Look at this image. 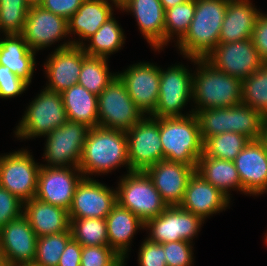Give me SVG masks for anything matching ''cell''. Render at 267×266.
<instances>
[{"label": "cell", "instance_id": "cell-34", "mask_svg": "<svg viewBox=\"0 0 267 266\" xmlns=\"http://www.w3.org/2000/svg\"><path fill=\"white\" fill-rule=\"evenodd\" d=\"M70 220L72 239L82 246L108 245V233L104 218H77Z\"/></svg>", "mask_w": 267, "mask_h": 266}, {"label": "cell", "instance_id": "cell-5", "mask_svg": "<svg viewBox=\"0 0 267 266\" xmlns=\"http://www.w3.org/2000/svg\"><path fill=\"white\" fill-rule=\"evenodd\" d=\"M203 142L213 135L237 132L250 141L260 139L265 117L242 103L232 107L207 108L196 113Z\"/></svg>", "mask_w": 267, "mask_h": 266}, {"label": "cell", "instance_id": "cell-52", "mask_svg": "<svg viewBox=\"0 0 267 266\" xmlns=\"http://www.w3.org/2000/svg\"><path fill=\"white\" fill-rule=\"evenodd\" d=\"M125 258H122L115 266H124Z\"/></svg>", "mask_w": 267, "mask_h": 266}, {"label": "cell", "instance_id": "cell-24", "mask_svg": "<svg viewBox=\"0 0 267 266\" xmlns=\"http://www.w3.org/2000/svg\"><path fill=\"white\" fill-rule=\"evenodd\" d=\"M119 8L133 13L151 47L159 51L165 45V9L160 0H123Z\"/></svg>", "mask_w": 267, "mask_h": 266}, {"label": "cell", "instance_id": "cell-40", "mask_svg": "<svg viewBox=\"0 0 267 266\" xmlns=\"http://www.w3.org/2000/svg\"><path fill=\"white\" fill-rule=\"evenodd\" d=\"M121 259L108 245L82 246L80 266H115Z\"/></svg>", "mask_w": 267, "mask_h": 266}, {"label": "cell", "instance_id": "cell-30", "mask_svg": "<svg viewBox=\"0 0 267 266\" xmlns=\"http://www.w3.org/2000/svg\"><path fill=\"white\" fill-rule=\"evenodd\" d=\"M108 0H84L78 10L68 19V33L89 39L113 15Z\"/></svg>", "mask_w": 267, "mask_h": 266}, {"label": "cell", "instance_id": "cell-54", "mask_svg": "<svg viewBox=\"0 0 267 266\" xmlns=\"http://www.w3.org/2000/svg\"><path fill=\"white\" fill-rule=\"evenodd\" d=\"M0 266H5L4 260L2 259L1 255H0Z\"/></svg>", "mask_w": 267, "mask_h": 266}, {"label": "cell", "instance_id": "cell-18", "mask_svg": "<svg viewBox=\"0 0 267 266\" xmlns=\"http://www.w3.org/2000/svg\"><path fill=\"white\" fill-rule=\"evenodd\" d=\"M117 76L124 83L134 104L147 115H151L157 105L160 86V68L151 63L133 64Z\"/></svg>", "mask_w": 267, "mask_h": 266}, {"label": "cell", "instance_id": "cell-14", "mask_svg": "<svg viewBox=\"0 0 267 266\" xmlns=\"http://www.w3.org/2000/svg\"><path fill=\"white\" fill-rule=\"evenodd\" d=\"M204 220L179 206H168L160 215L145 222L150 230L149 241L169 243L193 240Z\"/></svg>", "mask_w": 267, "mask_h": 266}, {"label": "cell", "instance_id": "cell-42", "mask_svg": "<svg viewBox=\"0 0 267 266\" xmlns=\"http://www.w3.org/2000/svg\"><path fill=\"white\" fill-rule=\"evenodd\" d=\"M24 202L0 186V229L23 214Z\"/></svg>", "mask_w": 267, "mask_h": 266}, {"label": "cell", "instance_id": "cell-28", "mask_svg": "<svg viewBox=\"0 0 267 266\" xmlns=\"http://www.w3.org/2000/svg\"><path fill=\"white\" fill-rule=\"evenodd\" d=\"M108 233V246L120 257L126 258L130 242L138 228H145V223L130 210L118 203L105 218Z\"/></svg>", "mask_w": 267, "mask_h": 266}, {"label": "cell", "instance_id": "cell-23", "mask_svg": "<svg viewBox=\"0 0 267 266\" xmlns=\"http://www.w3.org/2000/svg\"><path fill=\"white\" fill-rule=\"evenodd\" d=\"M229 201L230 199L224 193L195 171L188 181L179 207L204 220L206 217L226 209Z\"/></svg>", "mask_w": 267, "mask_h": 266}, {"label": "cell", "instance_id": "cell-9", "mask_svg": "<svg viewBox=\"0 0 267 266\" xmlns=\"http://www.w3.org/2000/svg\"><path fill=\"white\" fill-rule=\"evenodd\" d=\"M129 168L144 171L164 160L160 141V118L143 117L126 131Z\"/></svg>", "mask_w": 267, "mask_h": 266}, {"label": "cell", "instance_id": "cell-31", "mask_svg": "<svg viewBox=\"0 0 267 266\" xmlns=\"http://www.w3.org/2000/svg\"><path fill=\"white\" fill-rule=\"evenodd\" d=\"M196 172L228 198H230L228 189L235 188L244 193L233 161L216 159L203 153L198 159Z\"/></svg>", "mask_w": 267, "mask_h": 266}, {"label": "cell", "instance_id": "cell-20", "mask_svg": "<svg viewBox=\"0 0 267 266\" xmlns=\"http://www.w3.org/2000/svg\"><path fill=\"white\" fill-rule=\"evenodd\" d=\"M21 35L30 49L36 52L69 35L68 20L42 6L30 7Z\"/></svg>", "mask_w": 267, "mask_h": 266}, {"label": "cell", "instance_id": "cell-53", "mask_svg": "<svg viewBox=\"0 0 267 266\" xmlns=\"http://www.w3.org/2000/svg\"><path fill=\"white\" fill-rule=\"evenodd\" d=\"M5 266H31V264H29V265H23V264H8V265H5Z\"/></svg>", "mask_w": 267, "mask_h": 266}, {"label": "cell", "instance_id": "cell-33", "mask_svg": "<svg viewBox=\"0 0 267 266\" xmlns=\"http://www.w3.org/2000/svg\"><path fill=\"white\" fill-rule=\"evenodd\" d=\"M108 68L107 58L88 56L83 49V63L78 84L98 96L117 76L109 73Z\"/></svg>", "mask_w": 267, "mask_h": 266}, {"label": "cell", "instance_id": "cell-10", "mask_svg": "<svg viewBox=\"0 0 267 266\" xmlns=\"http://www.w3.org/2000/svg\"><path fill=\"white\" fill-rule=\"evenodd\" d=\"M41 165L26 150L0 156V186L22 202L35 198Z\"/></svg>", "mask_w": 267, "mask_h": 266}, {"label": "cell", "instance_id": "cell-27", "mask_svg": "<svg viewBox=\"0 0 267 266\" xmlns=\"http://www.w3.org/2000/svg\"><path fill=\"white\" fill-rule=\"evenodd\" d=\"M0 40V65L7 66L17 77L31 83L35 68V51L21 34H5Z\"/></svg>", "mask_w": 267, "mask_h": 266}, {"label": "cell", "instance_id": "cell-17", "mask_svg": "<svg viewBox=\"0 0 267 266\" xmlns=\"http://www.w3.org/2000/svg\"><path fill=\"white\" fill-rule=\"evenodd\" d=\"M116 204L117 191L88 176L77 185L68 216L69 219H105Z\"/></svg>", "mask_w": 267, "mask_h": 266}, {"label": "cell", "instance_id": "cell-41", "mask_svg": "<svg viewBox=\"0 0 267 266\" xmlns=\"http://www.w3.org/2000/svg\"><path fill=\"white\" fill-rule=\"evenodd\" d=\"M189 241H174L164 243L165 260L167 266H191L193 262V247Z\"/></svg>", "mask_w": 267, "mask_h": 266}, {"label": "cell", "instance_id": "cell-21", "mask_svg": "<svg viewBox=\"0 0 267 266\" xmlns=\"http://www.w3.org/2000/svg\"><path fill=\"white\" fill-rule=\"evenodd\" d=\"M46 61L45 69L49 84L45 88L51 92L62 93L78 84L83 63V48L72 41L61 44Z\"/></svg>", "mask_w": 267, "mask_h": 266}, {"label": "cell", "instance_id": "cell-8", "mask_svg": "<svg viewBox=\"0 0 267 266\" xmlns=\"http://www.w3.org/2000/svg\"><path fill=\"white\" fill-rule=\"evenodd\" d=\"M144 116L118 76L98 95L99 127L126 132Z\"/></svg>", "mask_w": 267, "mask_h": 266}, {"label": "cell", "instance_id": "cell-45", "mask_svg": "<svg viewBox=\"0 0 267 266\" xmlns=\"http://www.w3.org/2000/svg\"><path fill=\"white\" fill-rule=\"evenodd\" d=\"M252 41L261 58L267 64V15L258 14L253 30Z\"/></svg>", "mask_w": 267, "mask_h": 266}, {"label": "cell", "instance_id": "cell-51", "mask_svg": "<svg viewBox=\"0 0 267 266\" xmlns=\"http://www.w3.org/2000/svg\"><path fill=\"white\" fill-rule=\"evenodd\" d=\"M112 3H114V5L119 8V4L123 1V0H111Z\"/></svg>", "mask_w": 267, "mask_h": 266}, {"label": "cell", "instance_id": "cell-3", "mask_svg": "<svg viewBox=\"0 0 267 266\" xmlns=\"http://www.w3.org/2000/svg\"><path fill=\"white\" fill-rule=\"evenodd\" d=\"M198 64L192 77V98L198 105L196 114L207 108L232 107L241 103L242 81L216 69L205 58L190 57Z\"/></svg>", "mask_w": 267, "mask_h": 266}, {"label": "cell", "instance_id": "cell-35", "mask_svg": "<svg viewBox=\"0 0 267 266\" xmlns=\"http://www.w3.org/2000/svg\"><path fill=\"white\" fill-rule=\"evenodd\" d=\"M249 141L237 132H224L208 137L203 142V153L216 159L233 161Z\"/></svg>", "mask_w": 267, "mask_h": 266}, {"label": "cell", "instance_id": "cell-4", "mask_svg": "<svg viewBox=\"0 0 267 266\" xmlns=\"http://www.w3.org/2000/svg\"><path fill=\"white\" fill-rule=\"evenodd\" d=\"M160 118V141L168 161L197 166L203 154V140L196 114Z\"/></svg>", "mask_w": 267, "mask_h": 266}, {"label": "cell", "instance_id": "cell-15", "mask_svg": "<svg viewBox=\"0 0 267 266\" xmlns=\"http://www.w3.org/2000/svg\"><path fill=\"white\" fill-rule=\"evenodd\" d=\"M72 169L71 167H45L41 165L35 198L44 203L69 210L76 187L84 178L78 167H72ZM75 171L76 174L78 172L77 175Z\"/></svg>", "mask_w": 267, "mask_h": 266}, {"label": "cell", "instance_id": "cell-48", "mask_svg": "<svg viewBox=\"0 0 267 266\" xmlns=\"http://www.w3.org/2000/svg\"><path fill=\"white\" fill-rule=\"evenodd\" d=\"M187 0H160L163 8L166 10V9H169V8H172L176 5H179V4H182L184 2H186Z\"/></svg>", "mask_w": 267, "mask_h": 266}, {"label": "cell", "instance_id": "cell-29", "mask_svg": "<svg viewBox=\"0 0 267 266\" xmlns=\"http://www.w3.org/2000/svg\"><path fill=\"white\" fill-rule=\"evenodd\" d=\"M67 120L88 128L98 127V96L79 84H74L61 93Z\"/></svg>", "mask_w": 267, "mask_h": 266}, {"label": "cell", "instance_id": "cell-26", "mask_svg": "<svg viewBox=\"0 0 267 266\" xmlns=\"http://www.w3.org/2000/svg\"><path fill=\"white\" fill-rule=\"evenodd\" d=\"M23 210L37 237L70 232V220L66 209L32 198L24 202Z\"/></svg>", "mask_w": 267, "mask_h": 266}, {"label": "cell", "instance_id": "cell-25", "mask_svg": "<svg viewBox=\"0 0 267 266\" xmlns=\"http://www.w3.org/2000/svg\"><path fill=\"white\" fill-rule=\"evenodd\" d=\"M248 0H228L218 43L252 38L258 14Z\"/></svg>", "mask_w": 267, "mask_h": 266}, {"label": "cell", "instance_id": "cell-12", "mask_svg": "<svg viewBox=\"0 0 267 266\" xmlns=\"http://www.w3.org/2000/svg\"><path fill=\"white\" fill-rule=\"evenodd\" d=\"M205 59L219 71L241 81L265 64L261 60L252 38L218 43Z\"/></svg>", "mask_w": 267, "mask_h": 266}, {"label": "cell", "instance_id": "cell-46", "mask_svg": "<svg viewBox=\"0 0 267 266\" xmlns=\"http://www.w3.org/2000/svg\"><path fill=\"white\" fill-rule=\"evenodd\" d=\"M83 1L84 0H44L41 6L68 20L82 5Z\"/></svg>", "mask_w": 267, "mask_h": 266}, {"label": "cell", "instance_id": "cell-32", "mask_svg": "<svg viewBox=\"0 0 267 266\" xmlns=\"http://www.w3.org/2000/svg\"><path fill=\"white\" fill-rule=\"evenodd\" d=\"M90 44L85 47L81 41H72L73 45L82 46L88 56L107 58V55L121 49L124 44V34L114 17L109 18L97 31L91 36Z\"/></svg>", "mask_w": 267, "mask_h": 266}, {"label": "cell", "instance_id": "cell-47", "mask_svg": "<svg viewBox=\"0 0 267 266\" xmlns=\"http://www.w3.org/2000/svg\"><path fill=\"white\" fill-rule=\"evenodd\" d=\"M82 245L71 239L63 253L61 254L57 266H80L81 264Z\"/></svg>", "mask_w": 267, "mask_h": 266}, {"label": "cell", "instance_id": "cell-50", "mask_svg": "<svg viewBox=\"0 0 267 266\" xmlns=\"http://www.w3.org/2000/svg\"><path fill=\"white\" fill-rule=\"evenodd\" d=\"M29 7L41 6L44 0H25Z\"/></svg>", "mask_w": 267, "mask_h": 266}, {"label": "cell", "instance_id": "cell-1", "mask_svg": "<svg viewBox=\"0 0 267 266\" xmlns=\"http://www.w3.org/2000/svg\"><path fill=\"white\" fill-rule=\"evenodd\" d=\"M121 165L128 166V172L132 171L126 132L99 126L89 129L78 167L84 178L86 174L111 172Z\"/></svg>", "mask_w": 267, "mask_h": 266}, {"label": "cell", "instance_id": "cell-38", "mask_svg": "<svg viewBox=\"0 0 267 266\" xmlns=\"http://www.w3.org/2000/svg\"><path fill=\"white\" fill-rule=\"evenodd\" d=\"M195 13V0L165 10V45L175 34L180 40L187 32Z\"/></svg>", "mask_w": 267, "mask_h": 266}, {"label": "cell", "instance_id": "cell-49", "mask_svg": "<svg viewBox=\"0 0 267 266\" xmlns=\"http://www.w3.org/2000/svg\"><path fill=\"white\" fill-rule=\"evenodd\" d=\"M259 140L263 143V145L267 151V117H265V119H264V124H263L262 132L260 134Z\"/></svg>", "mask_w": 267, "mask_h": 266}, {"label": "cell", "instance_id": "cell-19", "mask_svg": "<svg viewBox=\"0 0 267 266\" xmlns=\"http://www.w3.org/2000/svg\"><path fill=\"white\" fill-rule=\"evenodd\" d=\"M196 167L164 159L149 166L144 172L167 206H179Z\"/></svg>", "mask_w": 267, "mask_h": 266}, {"label": "cell", "instance_id": "cell-22", "mask_svg": "<svg viewBox=\"0 0 267 266\" xmlns=\"http://www.w3.org/2000/svg\"><path fill=\"white\" fill-rule=\"evenodd\" d=\"M233 162L244 194L267 192V151L260 140L249 141Z\"/></svg>", "mask_w": 267, "mask_h": 266}, {"label": "cell", "instance_id": "cell-37", "mask_svg": "<svg viewBox=\"0 0 267 266\" xmlns=\"http://www.w3.org/2000/svg\"><path fill=\"white\" fill-rule=\"evenodd\" d=\"M71 239V232H60L38 237L33 264L37 266H57L61 254Z\"/></svg>", "mask_w": 267, "mask_h": 266}, {"label": "cell", "instance_id": "cell-13", "mask_svg": "<svg viewBox=\"0 0 267 266\" xmlns=\"http://www.w3.org/2000/svg\"><path fill=\"white\" fill-rule=\"evenodd\" d=\"M192 77L182 65L160 69L159 98L151 117H183L180 113L189 99H192Z\"/></svg>", "mask_w": 267, "mask_h": 266}, {"label": "cell", "instance_id": "cell-16", "mask_svg": "<svg viewBox=\"0 0 267 266\" xmlns=\"http://www.w3.org/2000/svg\"><path fill=\"white\" fill-rule=\"evenodd\" d=\"M37 238L24 214L3 226L0 229V255L5 265L33 264Z\"/></svg>", "mask_w": 267, "mask_h": 266}, {"label": "cell", "instance_id": "cell-39", "mask_svg": "<svg viewBox=\"0 0 267 266\" xmlns=\"http://www.w3.org/2000/svg\"><path fill=\"white\" fill-rule=\"evenodd\" d=\"M29 6L25 0H0V26L4 34H21Z\"/></svg>", "mask_w": 267, "mask_h": 266}, {"label": "cell", "instance_id": "cell-6", "mask_svg": "<svg viewBox=\"0 0 267 266\" xmlns=\"http://www.w3.org/2000/svg\"><path fill=\"white\" fill-rule=\"evenodd\" d=\"M128 173L118 184L117 203L145 223L160 215L168 206L144 171Z\"/></svg>", "mask_w": 267, "mask_h": 266}, {"label": "cell", "instance_id": "cell-44", "mask_svg": "<svg viewBox=\"0 0 267 266\" xmlns=\"http://www.w3.org/2000/svg\"><path fill=\"white\" fill-rule=\"evenodd\" d=\"M138 263L140 266H167L165 260L164 244L144 240L141 244Z\"/></svg>", "mask_w": 267, "mask_h": 266}, {"label": "cell", "instance_id": "cell-36", "mask_svg": "<svg viewBox=\"0 0 267 266\" xmlns=\"http://www.w3.org/2000/svg\"><path fill=\"white\" fill-rule=\"evenodd\" d=\"M241 103L267 117V64L242 81Z\"/></svg>", "mask_w": 267, "mask_h": 266}, {"label": "cell", "instance_id": "cell-7", "mask_svg": "<svg viewBox=\"0 0 267 266\" xmlns=\"http://www.w3.org/2000/svg\"><path fill=\"white\" fill-rule=\"evenodd\" d=\"M67 121L61 93L43 91L35 98L25 111L15 135L18 138L46 136Z\"/></svg>", "mask_w": 267, "mask_h": 266}, {"label": "cell", "instance_id": "cell-11", "mask_svg": "<svg viewBox=\"0 0 267 266\" xmlns=\"http://www.w3.org/2000/svg\"><path fill=\"white\" fill-rule=\"evenodd\" d=\"M89 129L83 124L67 120L63 125L46 135L44 159L47 160L48 164L44 166L79 167Z\"/></svg>", "mask_w": 267, "mask_h": 266}, {"label": "cell", "instance_id": "cell-43", "mask_svg": "<svg viewBox=\"0 0 267 266\" xmlns=\"http://www.w3.org/2000/svg\"><path fill=\"white\" fill-rule=\"evenodd\" d=\"M29 84L13 74L9 67L0 65V97L12 98L23 93Z\"/></svg>", "mask_w": 267, "mask_h": 266}, {"label": "cell", "instance_id": "cell-2", "mask_svg": "<svg viewBox=\"0 0 267 266\" xmlns=\"http://www.w3.org/2000/svg\"><path fill=\"white\" fill-rule=\"evenodd\" d=\"M228 0H195V13L186 34L177 40L188 59L205 58L218 44Z\"/></svg>", "mask_w": 267, "mask_h": 266}]
</instances>
